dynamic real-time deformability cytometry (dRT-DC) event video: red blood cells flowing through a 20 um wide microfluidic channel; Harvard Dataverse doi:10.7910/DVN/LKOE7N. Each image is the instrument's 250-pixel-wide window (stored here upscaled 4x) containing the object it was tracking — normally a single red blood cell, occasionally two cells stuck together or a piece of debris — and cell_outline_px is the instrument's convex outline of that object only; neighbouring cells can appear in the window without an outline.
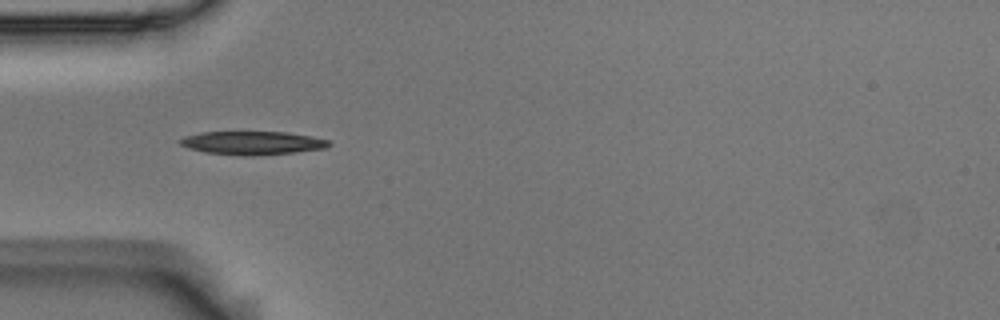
{"species": "Egyptian fruit bat (a non-hibernating species)", "species_latin": "Rousettus aegyptiacus", "temperature_condition": "room temperature", "stored_images_in_passage": 12, "camera_frame_rate_fps": 3000, "um_per_image_px": 0.085, "animal": {"sex": "male"}, "frame": {"image": 1, "passage_image": 3, "time_ms": 0.667, "image_size_px": [1000, 320], "cell_outline_px": [[332, 144], [324, 148], [296, 152], [252, 156], [204, 152], [188, 148], [180, 144], [176, 140], [184, 136], [200, 132], [288, 132], [312, 136], [328, 140]], "centroid_in_image_um": [21.43, 12.14], "position_along_channel_um": 63.6, "area_um2": 20.35}}
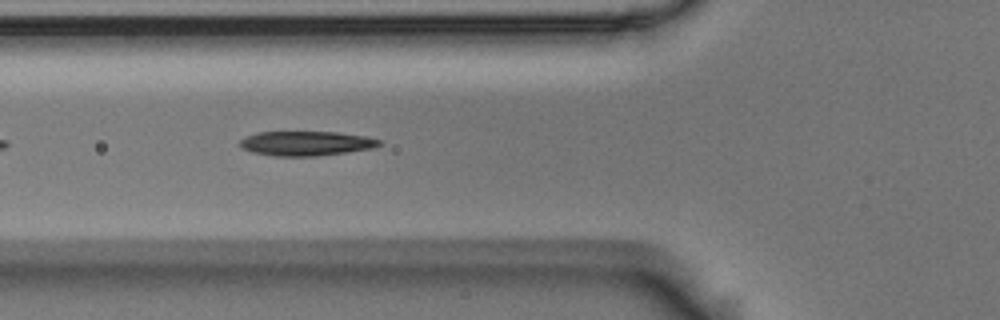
{"frame": {"image": 2, "passage_image": 6, "time_ms": 1.667, "image_size_px": [1000, 320], "cell_outline_px": [[380, 144], [372, 148], [316, 156], [272, 156], [252, 152], [240, 148], [240, 140], [256, 132], [336, 132], [364, 136], [380, 140]], "centroid_in_image_um": [25.95, 12.19], "position_along_channel_um": 99.8, "area_um2": 19.71}}
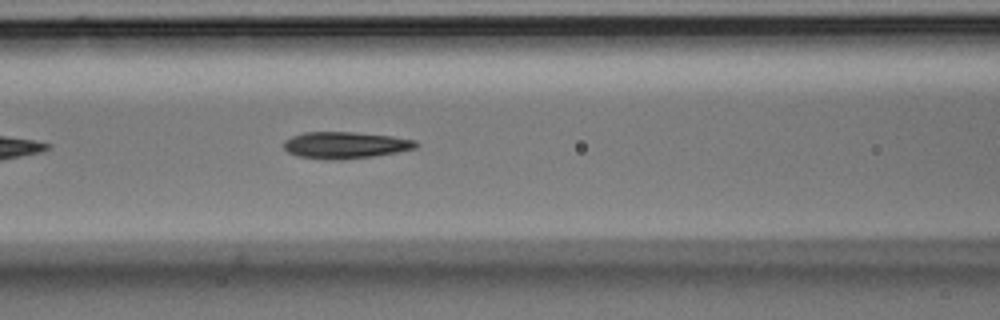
{"frame": {"image": 3, "passage_image": 9, "time_ms": 2.667, "image_size_px": [1000, 320], "cell_outline_px": [[420, 144], [416, 148], [376, 156], [344, 160], [324, 160], [300, 156], [288, 152], [284, 148], [284, 140], [292, 136], [304, 132], [352, 132], [392, 136], [416, 140]], "centroid_in_image_um": [29.37, 12.34], "position_along_channel_um": 137.2, "area_um2": 20.75}}